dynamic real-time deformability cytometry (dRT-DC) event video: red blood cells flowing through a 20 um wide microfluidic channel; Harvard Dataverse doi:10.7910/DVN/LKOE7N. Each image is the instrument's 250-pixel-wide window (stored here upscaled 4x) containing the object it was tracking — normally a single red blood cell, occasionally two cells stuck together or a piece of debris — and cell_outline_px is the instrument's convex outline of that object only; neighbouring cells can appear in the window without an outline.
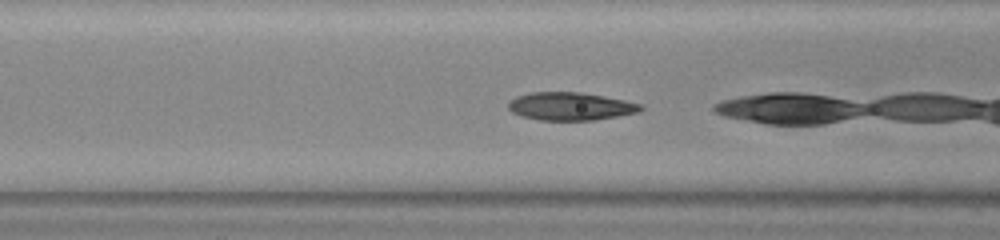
{"species": "common noctule bat (a hibernating species)", "species_latin": "Nyctalus noctula", "temperature_condition": "warm", "stored_images_in_passage": 17, "camera_frame_rate_fps": 3000, "um_per_image_px": 0.085, "animal": {"sex": "female", "body_mass_g": 23.0, "forearm_length_mm": 53.4}, "frame": {"image": 1, "passage_image": 16, "time_ms": 5.0, "image_size_px": [1000, 240], "cell_outline_px": [[644, 108], [640, 112], [596, 120], [540, 120], [520, 116], [512, 112], [508, 108], [508, 100], [516, 96], [532, 92], [580, 92], [604, 96], [624, 100], [640, 104]], "centroid_in_image_um": [48.47, 9.04], "position_along_channel_um": 118.1, "area_um2": 21.68}}